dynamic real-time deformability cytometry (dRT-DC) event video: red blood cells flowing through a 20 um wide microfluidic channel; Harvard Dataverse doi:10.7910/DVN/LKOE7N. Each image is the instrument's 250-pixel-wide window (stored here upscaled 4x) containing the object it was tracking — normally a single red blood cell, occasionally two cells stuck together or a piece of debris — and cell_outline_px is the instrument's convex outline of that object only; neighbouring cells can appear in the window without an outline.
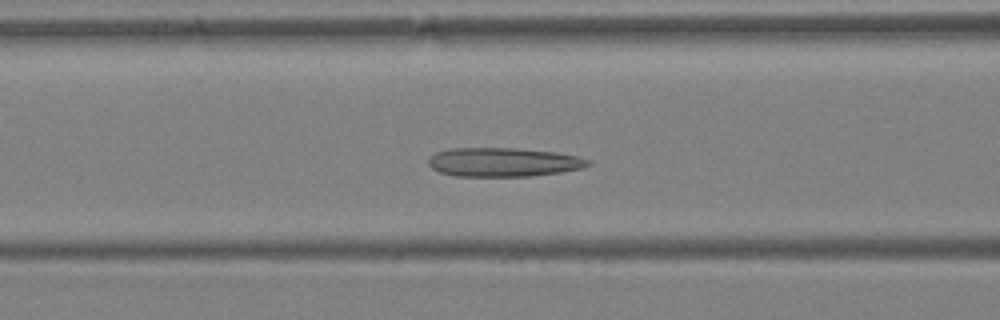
{"species": "Egyptian fruit bat (a non-hibernating species)", "species_latin": "Rousettus aegyptiacus", "temperature_condition": "warm", "stored_images_in_passage": 38, "camera_frame_rate_fps": 3000, "um_per_image_px": 0.085, "animal": {"sex": "female"}, "frame": {"image": 1, "passage_image": 14, "time_ms": 4.333, "image_size_px": [1000, 320], "cell_outline_px": [[592, 164], [584, 168], [560, 172], [532, 176], [456, 176], [440, 172], [432, 168], [428, 164], [428, 160], [436, 152], [448, 148], [516, 148], [556, 152], [576, 156], [592, 160]], "centroid_in_image_um": [42.82, 13.78], "position_along_channel_um": 123.8, "area_um2": 27.05}}
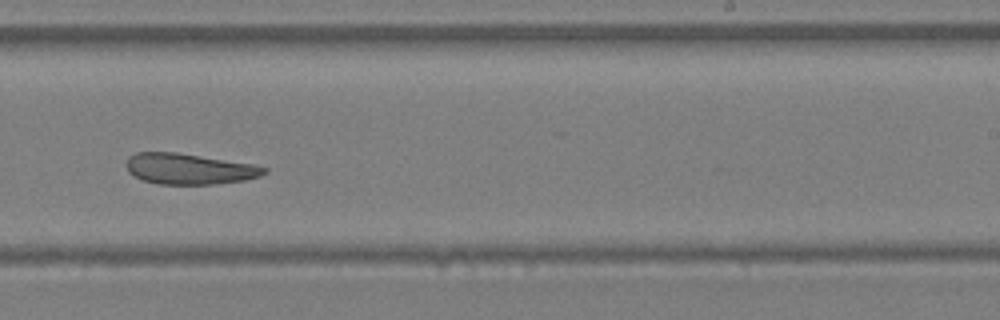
{"frame": {"image": 2, "passage_image": 23, "time_ms": 7.333, "image_size_px": [1000, 320], "cell_outline_px": [[268, 172], [260, 176], [244, 180], [212, 184], [160, 184], [144, 180], [128, 172], [124, 164], [128, 156], [136, 152], [176, 152], [252, 164], [268, 168]], "centroid_in_image_um": [16.05, 14.34], "position_along_channel_um": 273.0, "area_um2": 24.68}}
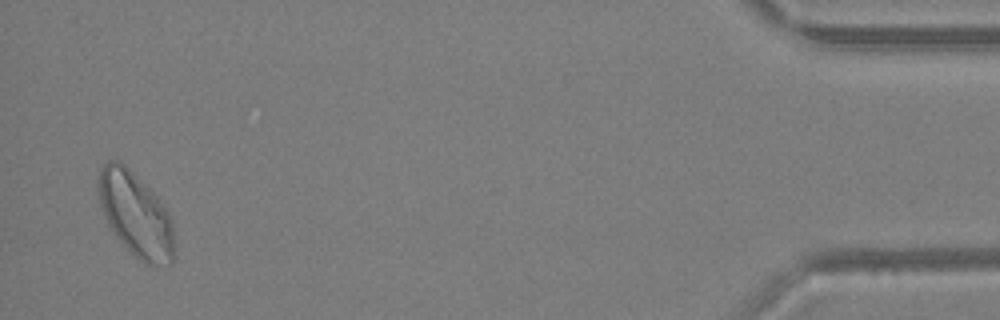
{"frame": {"image": 3, "passage_image": 37, "time_ms": 12.0, "image_size_px": [1000, 320], "cell_outline_px": [[172, 264], [156, 268], [144, 264], [116, 236], [108, 224], [104, 216], [100, 204], [96, 188], [96, 180], [104, 164], [108, 160], [120, 160], [156, 196], [172, 216]], "centroid_in_image_um": [11.51, 18.24], "position_along_channel_um": 423.7, "area_um2": 37.17}, "authors_computed_cell_mechanics": {"area_um2": 28.8422, "velocity_mm_per_s": 4.9737, "shape_relaxation_time_tau1_ms": null, "shape_relaxation_time_tau2_ms": 5.5955, "deformation_change_tau1": null, "deformation_change_tau2": 0.1595}}